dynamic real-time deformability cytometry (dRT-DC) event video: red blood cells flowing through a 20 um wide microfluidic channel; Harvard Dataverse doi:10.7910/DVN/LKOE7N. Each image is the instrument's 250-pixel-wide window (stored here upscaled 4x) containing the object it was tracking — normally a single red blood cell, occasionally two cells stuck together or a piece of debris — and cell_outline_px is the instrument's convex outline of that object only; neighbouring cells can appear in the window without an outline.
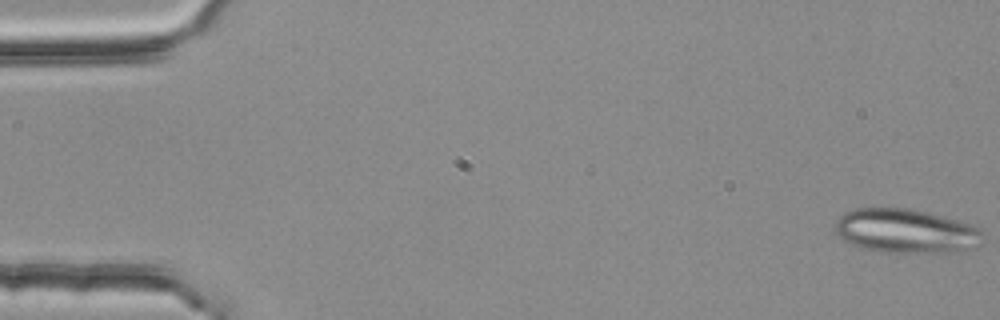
{"species": "common noctule bat (a hibernating species)", "species_latin": "Nyctalus noctula", "temperature_condition": "room temperature", "stored_images_in_passage": 55, "segment_of_instrument_passage": [1, 3], "camera_frame_rate_fps": 3000, "um_per_image_px": 0.085, "animal": {"sex": "female", "body_mass_g": 25.1}, "frame": {"image": 1, "passage_image": 1, "time_ms": 0.0, "image_size_px": [1000, 320], "cell_outline_px": [[984, 240], [980, 244], [968, 248], [940, 252], [880, 252], [860, 248], [844, 240], [836, 232], [836, 220], [844, 212], [852, 208], [908, 208], [928, 212], [956, 220], [968, 224], [984, 232]], "centroid_in_image_um": [76.95, 19.62], "position_along_channel_um": 8.1, "area_um2": 37.69}}